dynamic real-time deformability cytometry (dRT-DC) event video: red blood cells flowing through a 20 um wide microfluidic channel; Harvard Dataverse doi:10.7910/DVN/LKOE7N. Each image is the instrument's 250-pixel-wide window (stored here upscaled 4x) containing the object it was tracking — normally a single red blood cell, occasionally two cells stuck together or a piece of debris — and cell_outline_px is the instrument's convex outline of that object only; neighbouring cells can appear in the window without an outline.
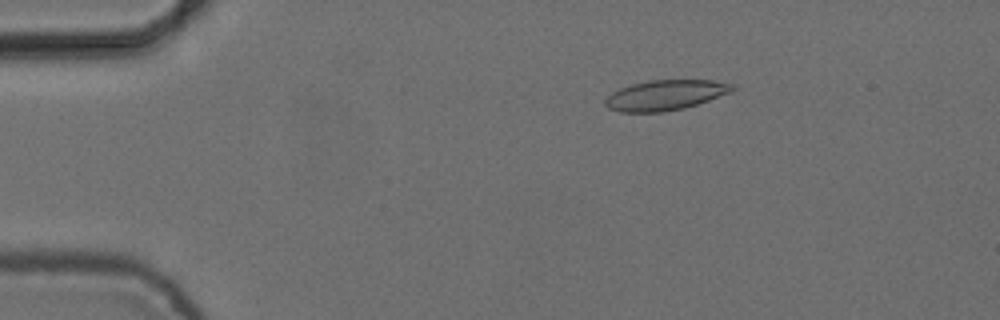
{"species": "common noctule bat (a hibernating species)", "species_latin": "Nyctalus noctula", "temperature_condition": "cold", "stored_images_in_passage": 5, "camera_frame_rate_fps": 3000, "um_per_image_px": 0.085, "animal": {"sex": "female", "body_mass_g": 24.6, "forearm_length_mm": 56.2}, "frame": {"image": 1, "passage_image": 3, "time_ms": 0.667, "image_size_px": [1000, 320], "cell_outline_px": [[736, 88], [732, 92], [684, 108], [664, 112], [620, 112], [608, 108], [604, 104], [604, 100], [612, 92], [620, 88], [632, 84], [648, 80], [712, 80], [732, 84]], "centroid_in_image_um": [56.53, 8.08], "position_along_channel_um": 28.5, "area_um2": 22.37}}